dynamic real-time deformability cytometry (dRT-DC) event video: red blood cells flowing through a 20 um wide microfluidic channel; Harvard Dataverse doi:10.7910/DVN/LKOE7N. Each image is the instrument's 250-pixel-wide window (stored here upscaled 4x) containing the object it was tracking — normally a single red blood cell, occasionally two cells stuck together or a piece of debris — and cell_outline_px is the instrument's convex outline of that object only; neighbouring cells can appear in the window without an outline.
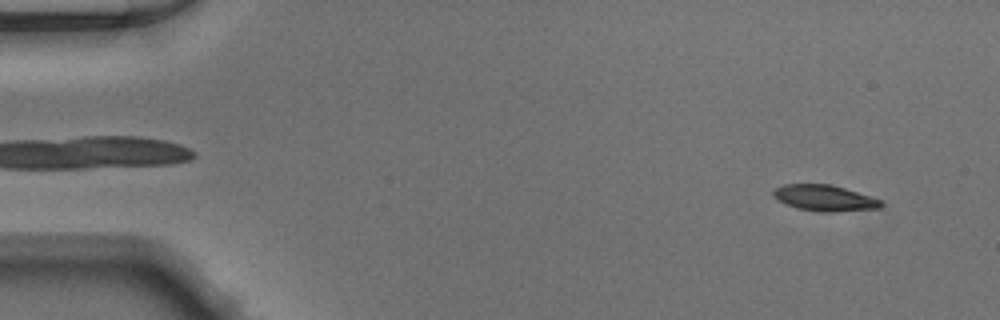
{"species": "Egyptian fruit bat (a non-hibernating species)", "species_latin": "Rousettus aegyptiacus", "temperature_condition": "warm", "stored_images_in_passage": 51, "segment_of_instrument_passage": [1, 2], "camera_frame_rate_fps": 3000, "um_per_image_px": 0.085, "animal": {"sex": "male"}, "frame": {"image": 1, "passage_image": 4, "time_ms": 1.0, "image_size_px": [1000, 320], "cell_outline_px": [[884, 204], [880, 208], [836, 212], [820, 212], [796, 208], [776, 200], [772, 196], [772, 192], [776, 188], [784, 184], [832, 184], [880, 200]], "centroid_in_image_um": [70.04, 16.84], "position_along_channel_um": 15.0, "area_um2": 16.36}}
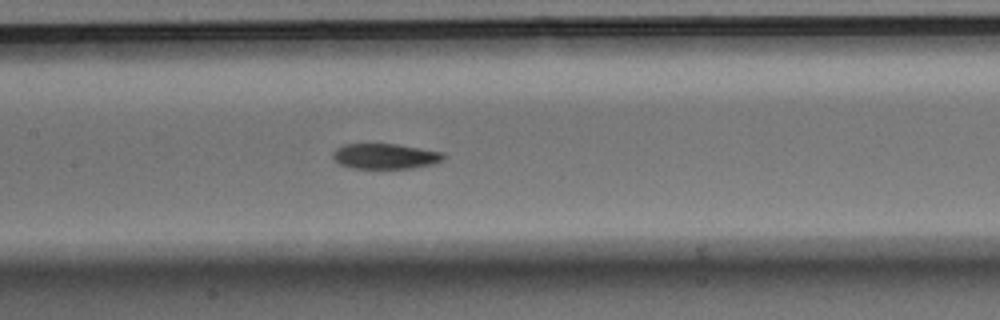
{"frame": {"image": 2, "passage_image": 24, "time_ms": 7.667, "image_size_px": [1000, 320], "cell_outline_px": [[444, 160], [432, 164], [412, 168], [352, 168], [340, 164], [332, 156], [332, 152], [336, 148], [344, 144], [396, 144], [444, 152]], "centroid_in_image_um": [32.74, 13.27], "position_along_channel_um": 174.7, "area_um2": 16.3}}
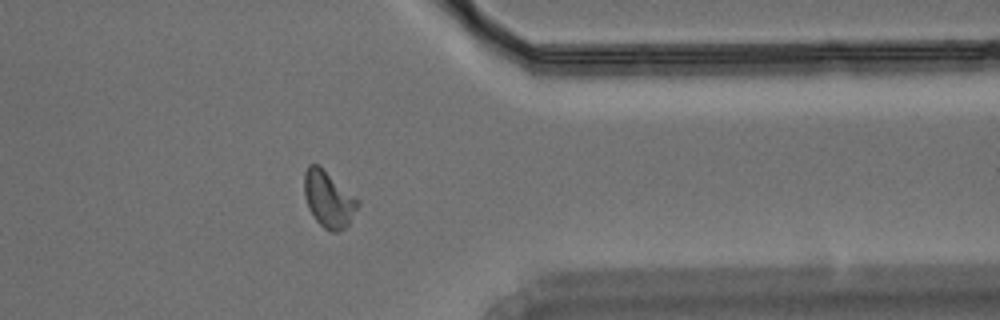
{"frame": {"image": 3, "passage_image": 40, "time_ms": 13.0, "image_size_px": [1000, 320], "cell_outline_px": [[360, 204], [348, 224], [344, 228], [336, 232], [332, 232], [324, 228], [316, 220], [308, 208], [304, 192], [304, 172], [308, 164], [316, 164], [360, 200]], "centroid_in_image_um": [27.92, 16.94], "position_along_channel_um": 383.5, "area_um2": 17.28}}